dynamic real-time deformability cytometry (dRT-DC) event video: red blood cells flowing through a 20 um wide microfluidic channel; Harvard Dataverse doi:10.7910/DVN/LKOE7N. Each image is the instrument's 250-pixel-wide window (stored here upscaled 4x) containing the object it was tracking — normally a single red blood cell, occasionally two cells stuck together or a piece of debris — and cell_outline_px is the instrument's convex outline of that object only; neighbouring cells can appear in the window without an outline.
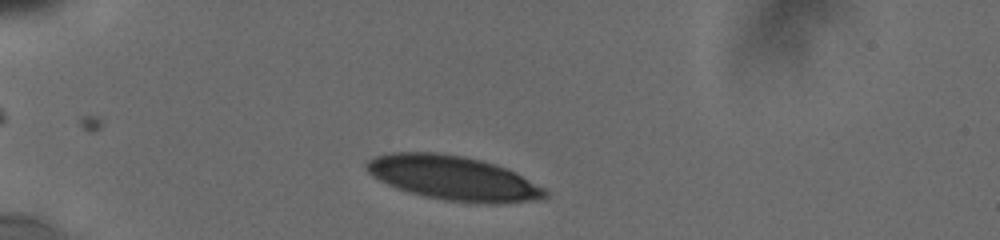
{"species": "human", "species_latin": "Homo sapiens", "temperature_condition": "cold", "stored_images_in_passage": 48, "camera_frame_rate_fps": 3000, "um_per_image_px": 0.085, "donor": {"sex": "male"}, "frame": {"image": 1, "passage_image": 8, "time_ms": 1.333, "image_size_px": [1000, 240], "cell_outline_px": [[548, 196], [544, 200], [508, 204], [476, 204], [444, 200], [424, 196], [408, 192], [396, 188], [372, 176], [364, 168], [364, 164], [368, 160], [376, 156], [392, 152], [436, 152], [464, 156], [480, 160], [516, 172], [544, 188], [548, 192]], "centroid_in_image_um": [38.57, 15.16], "position_along_channel_um": 46.4, "area_um2": 46.7}}
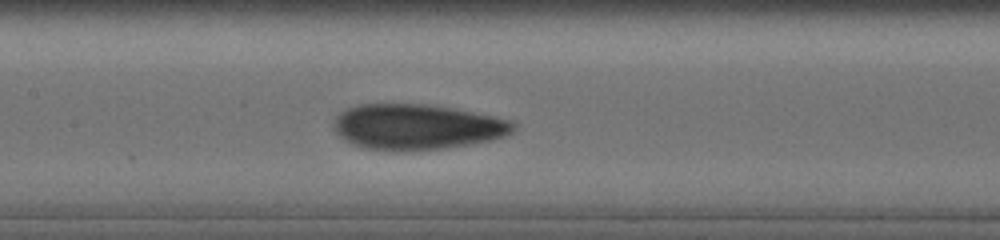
{"frame": {"image": 2, "passage_image": 24, "time_ms": 5.667, "image_size_px": [1000, 240], "cell_outline_px": [[516, 128], [512, 132], [504, 136], [492, 140], [468, 144], [440, 148], [400, 152], [364, 148], [352, 144], [344, 140], [336, 132], [332, 124], [332, 120], [344, 108], [356, 104], [428, 104], [452, 108], [512, 120], [516, 124]], "centroid_in_image_um": [35.38, 10.78], "position_along_channel_um": 172.0, "area_um2": 47.92}}
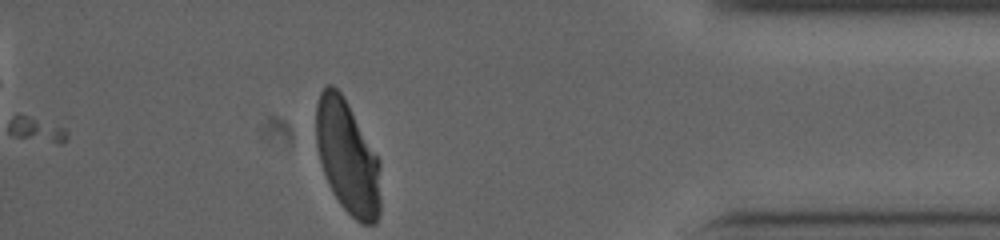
{"frame": {"image": 3, "passage_image": 48, "time_ms": 12.667, "image_size_px": [1000, 240], "cell_outline_px": [[380, 216], [376, 224], [360, 224], [340, 204], [332, 192], [328, 184], [316, 148], [316, 104], [320, 92], [328, 84], [332, 84], [344, 96], [380, 160]], "centroid_in_image_um": [29.54, 13.37], "position_along_channel_um": 405.7, "area_um2": 43.0}, "authors_computed_cell_mechanics": {"area_um2": 46.7313, "velocity_mm_per_s": 3.7889, "shape_relaxation_time_tau1_ms": 5.1499, "shape_relaxation_time_tau2_ms": 1.307, "deformation_change_tau1": 0.1646, "deformation_change_tau2": 0.0701}}